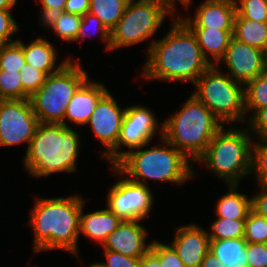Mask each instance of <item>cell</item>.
Wrapping results in <instances>:
<instances>
[{
    "instance_id": "obj_10",
    "label": "cell",
    "mask_w": 267,
    "mask_h": 267,
    "mask_svg": "<svg viewBox=\"0 0 267 267\" xmlns=\"http://www.w3.org/2000/svg\"><path fill=\"white\" fill-rule=\"evenodd\" d=\"M152 110L143 105L126 106L116 147L104 158L114 166L125 154L153 142L156 134L163 137V123ZM160 126V127H159ZM159 129V130H158ZM127 150L123 151L121 148ZM121 149V150H120Z\"/></svg>"
},
{
    "instance_id": "obj_22",
    "label": "cell",
    "mask_w": 267,
    "mask_h": 267,
    "mask_svg": "<svg viewBox=\"0 0 267 267\" xmlns=\"http://www.w3.org/2000/svg\"><path fill=\"white\" fill-rule=\"evenodd\" d=\"M227 193L216 202V216L227 219H246L251 208V197L239 192V184H228Z\"/></svg>"
},
{
    "instance_id": "obj_4",
    "label": "cell",
    "mask_w": 267,
    "mask_h": 267,
    "mask_svg": "<svg viewBox=\"0 0 267 267\" xmlns=\"http://www.w3.org/2000/svg\"><path fill=\"white\" fill-rule=\"evenodd\" d=\"M125 154L114 166L130 180L150 186L147 181L183 185L195 178L193 163L164 137ZM144 148V150H142Z\"/></svg>"
},
{
    "instance_id": "obj_1",
    "label": "cell",
    "mask_w": 267,
    "mask_h": 267,
    "mask_svg": "<svg viewBox=\"0 0 267 267\" xmlns=\"http://www.w3.org/2000/svg\"><path fill=\"white\" fill-rule=\"evenodd\" d=\"M167 34L154 38L146 48L147 59L140 74L146 81L188 82L197 79L211 66L203 56L191 29L176 16Z\"/></svg>"
},
{
    "instance_id": "obj_24",
    "label": "cell",
    "mask_w": 267,
    "mask_h": 267,
    "mask_svg": "<svg viewBox=\"0 0 267 267\" xmlns=\"http://www.w3.org/2000/svg\"><path fill=\"white\" fill-rule=\"evenodd\" d=\"M233 37L263 51L267 44V22L244 19L236 12Z\"/></svg>"
},
{
    "instance_id": "obj_3",
    "label": "cell",
    "mask_w": 267,
    "mask_h": 267,
    "mask_svg": "<svg viewBox=\"0 0 267 267\" xmlns=\"http://www.w3.org/2000/svg\"><path fill=\"white\" fill-rule=\"evenodd\" d=\"M81 135L64 124L39 123L23 156L24 169L34 178L76 173Z\"/></svg>"
},
{
    "instance_id": "obj_30",
    "label": "cell",
    "mask_w": 267,
    "mask_h": 267,
    "mask_svg": "<svg viewBox=\"0 0 267 267\" xmlns=\"http://www.w3.org/2000/svg\"><path fill=\"white\" fill-rule=\"evenodd\" d=\"M25 64L22 39L0 46V70L20 72Z\"/></svg>"
},
{
    "instance_id": "obj_47",
    "label": "cell",
    "mask_w": 267,
    "mask_h": 267,
    "mask_svg": "<svg viewBox=\"0 0 267 267\" xmlns=\"http://www.w3.org/2000/svg\"><path fill=\"white\" fill-rule=\"evenodd\" d=\"M178 2H180L182 4V6L184 7V10H186V9L188 10L189 6L192 5L193 0H178Z\"/></svg>"
},
{
    "instance_id": "obj_28",
    "label": "cell",
    "mask_w": 267,
    "mask_h": 267,
    "mask_svg": "<svg viewBox=\"0 0 267 267\" xmlns=\"http://www.w3.org/2000/svg\"><path fill=\"white\" fill-rule=\"evenodd\" d=\"M245 219L232 220L217 217L210 224L208 235L210 240H226L244 237Z\"/></svg>"
},
{
    "instance_id": "obj_12",
    "label": "cell",
    "mask_w": 267,
    "mask_h": 267,
    "mask_svg": "<svg viewBox=\"0 0 267 267\" xmlns=\"http://www.w3.org/2000/svg\"><path fill=\"white\" fill-rule=\"evenodd\" d=\"M39 124L29 99L0 100V146H28Z\"/></svg>"
},
{
    "instance_id": "obj_9",
    "label": "cell",
    "mask_w": 267,
    "mask_h": 267,
    "mask_svg": "<svg viewBox=\"0 0 267 267\" xmlns=\"http://www.w3.org/2000/svg\"><path fill=\"white\" fill-rule=\"evenodd\" d=\"M195 95L223 124L246 121L244 85L211 65L195 82ZM244 121V122H243Z\"/></svg>"
},
{
    "instance_id": "obj_32",
    "label": "cell",
    "mask_w": 267,
    "mask_h": 267,
    "mask_svg": "<svg viewBox=\"0 0 267 267\" xmlns=\"http://www.w3.org/2000/svg\"><path fill=\"white\" fill-rule=\"evenodd\" d=\"M244 239L247 243H267V218L251 210L245 219Z\"/></svg>"
},
{
    "instance_id": "obj_16",
    "label": "cell",
    "mask_w": 267,
    "mask_h": 267,
    "mask_svg": "<svg viewBox=\"0 0 267 267\" xmlns=\"http://www.w3.org/2000/svg\"><path fill=\"white\" fill-rule=\"evenodd\" d=\"M143 221H122L119 226L108 235L101 246L133 258H141L151 248L152 241L146 243L149 231L140 224Z\"/></svg>"
},
{
    "instance_id": "obj_39",
    "label": "cell",
    "mask_w": 267,
    "mask_h": 267,
    "mask_svg": "<svg viewBox=\"0 0 267 267\" xmlns=\"http://www.w3.org/2000/svg\"><path fill=\"white\" fill-rule=\"evenodd\" d=\"M248 267H267V243H247Z\"/></svg>"
},
{
    "instance_id": "obj_44",
    "label": "cell",
    "mask_w": 267,
    "mask_h": 267,
    "mask_svg": "<svg viewBox=\"0 0 267 267\" xmlns=\"http://www.w3.org/2000/svg\"><path fill=\"white\" fill-rule=\"evenodd\" d=\"M140 267H162L159 258L149 250L140 258Z\"/></svg>"
},
{
    "instance_id": "obj_42",
    "label": "cell",
    "mask_w": 267,
    "mask_h": 267,
    "mask_svg": "<svg viewBox=\"0 0 267 267\" xmlns=\"http://www.w3.org/2000/svg\"><path fill=\"white\" fill-rule=\"evenodd\" d=\"M260 192L251 195V208L256 214L267 218V186L258 185Z\"/></svg>"
},
{
    "instance_id": "obj_38",
    "label": "cell",
    "mask_w": 267,
    "mask_h": 267,
    "mask_svg": "<svg viewBox=\"0 0 267 267\" xmlns=\"http://www.w3.org/2000/svg\"><path fill=\"white\" fill-rule=\"evenodd\" d=\"M247 127L256 140H267V106L258 109L247 120ZM255 134V136H254Z\"/></svg>"
},
{
    "instance_id": "obj_40",
    "label": "cell",
    "mask_w": 267,
    "mask_h": 267,
    "mask_svg": "<svg viewBox=\"0 0 267 267\" xmlns=\"http://www.w3.org/2000/svg\"><path fill=\"white\" fill-rule=\"evenodd\" d=\"M104 262L101 264L104 267H140V259L126 256L111 250L103 249Z\"/></svg>"
},
{
    "instance_id": "obj_25",
    "label": "cell",
    "mask_w": 267,
    "mask_h": 267,
    "mask_svg": "<svg viewBox=\"0 0 267 267\" xmlns=\"http://www.w3.org/2000/svg\"><path fill=\"white\" fill-rule=\"evenodd\" d=\"M82 16L65 11L49 16L41 26L55 33L62 42L72 43L76 40Z\"/></svg>"
},
{
    "instance_id": "obj_37",
    "label": "cell",
    "mask_w": 267,
    "mask_h": 267,
    "mask_svg": "<svg viewBox=\"0 0 267 267\" xmlns=\"http://www.w3.org/2000/svg\"><path fill=\"white\" fill-rule=\"evenodd\" d=\"M11 12L12 10L0 9V46L18 39H13V35H16L21 27L18 25L19 23L16 22Z\"/></svg>"
},
{
    "instance_id": "obj_20",
    "label": "cell",
    "mask_w": 267,
    "mask_h": 267,
    "mask_svg": "<svg viewBox=\"0 0 267 267\" xmlns=\"http://www.w3.org/2000/svg\"><path fill=\"white\" fill-rule=\"evenodd\" d=\"M85 202L82 204L80 214V234L91 239L98 245H103L110 235L122 222L107 207L91 212H84ZM83 233V234H82Z\"/></svg>"
},
{
    "instance_id": "obj_14",
    "label": "cell",
    "mask_w": 267,
    "mask_h": 267,
    "mask_svg": "<svg viewBox=\"0 0 267 267\" xmlns=\"http://www.w3.org/2000/svg\"><path fill=\"white\" fill-rule=\"evenodd\" d=\"M225 64L234 81L243 85L263 73L265 69L263 51L231 38L224 56L216 64Z\"/></svg>"
},
{
    "instance_id": "obj_17",
    "label": "cell",
    "mask_w": 267,
    "mask_h": 267,
    "mask_svg": "<svg viewBox=\"0 0 267 267\" xmlns=\"http://www.w3.org/2000/svg\"><path fill=\"white\" fill-rule=\"evenodd\" d=\"M202 227L197 223L178 226L172 242L169 243L185 267H199L209 251L208 230Z\"/></svg>"
},
{
    "instance_id": "obj_13",
    "label": "cell",
    "mask_w": 267,
    "mask_h": 267,
    "mask_svg": "<svg viewBox=\"0 0 267 267\" xmlns=\"http://www.w3.org/2000/svg\"><path fill=\"white\" fill-rule=\"evenodd\" d=\"M125 109L118 104L116 97L108 91L97 103L86 125L90 127L105 149L100 152L103 159L116 147Z\"/></svg>"
},
{
    "instance_id": "obj_19",
    "label": "cell",
    "mask_w": 267,
    "mask_h": 267,
    "mask_svg": "<svg viewBox=\"0 0 267 267\" xmlns=\"http://www.w3.org/2000/svg\"><path fill=\"white\" fill-rule=\"evenodd\" d=\"M23 41V52L26 64L42 70L47 76L60 71L69 61L77 59L67 56L63 61L58 63L59 54L52 42L38 36L37 38L25 43ZM58 64H57V63Z\"/></svg>"
},
{
    "instance_id": "obj_46",
    "label": "cell",
    "mask_w": 267,
    "mask_h": 267,
    "mask_svg": "<svg viewBox=\"0 0 267 267\" xmlns=\"http://www.w3.org/2000/svg\"><path fill=\"white\" fill-rule=\"evenodd\" d=\"M18 0H0L1 10H13L16 7Z\"/></svg>"
},
{
    "instance_id": "obj_6",
    "label": "cell",
    "mask_w": 267,
    "mask_h": 267,
    "mask_svg": "<svg viewBox=\"0 0 267 267\" xmlns=\"http://www.w3.org/2000/svg\"><path fill=\"white\" fill-rule=\"evenodd\" d=\"M224 126L213 136L204 154L195 162L226 185L239 184L243 178L251 176L253 135L249 128ZM225 128V129H224Z\"/></svg>"
},
{
    "instance_id": "obj_23",
    "label": "cell",
    "mask_w": 267,
    "mask_h": 267,
    "mask_svg": "<svg viewBox=\"0 0 267 267\" xmlns=\"http://www.w3.org/2000/svg\"><path fill=\"white\" fill-rule=\"evenodd\" d=\"M244 237L226 240H210L209 251L213 253L225 267H248Z\"/></svg>"
},
{
    "instance_id": "obj_33",
    "label": "cell",
    "mask_w": 267,
    "mask_h": 267,
    "mask_svg": "<svg viewBox=\"0 0 267 267\" xmlns=\"http://www.w3.org/2000/svg\"><path fill=\"white\" fill-rule=\"evenodd\" d=\"M22 82V99H29L44 84L47 75L37 68L25 64L19 72Z\"/></svg>"
},
{
    "instance_id": "obj_35",
    "label": "cell",
    "mask_w": 267,
    "mask_h": 267,
    "mask_svg": "<svg viewBox=\"0 0 267 267\" xmlns=\"http://www.w3.org/2000/svg\"><path fill=\"white\" fill-rule=\"evenodd\" d=\"M236 12L244 19L267 22V0H235Z\"/></svg>"
},
{
    "instance_id": "obj_2",
    "label": "cell",
    "mask_w": 267,
    "mask_h": 267,
    "mask_svg": "<svg viewBox=\"0 0 267 267\" xmlns=\"http://www.w3.org/2000/svg\"><path fill=\"white\" fill-rule=\"evenodd\" d=\"M34 197V205L28 216V225L34 234V254L58 249L83 259L78 243L81 208L86 199L77 194L53 198Z\"/></svg>"
},
{
    "instance_id": "obj_29",
    "label": "cell",
    "mask_w": 267,
    "mask_h": 267,
    "mask_svg": "<svg viewBox=\"0 0 267 267\" xmlns=\"http://www.w3.org/2000/svg\"><path fill=\"white\" fill-rule=\"evenodd\" d=\"M94 31V32H93ZM95 34H100V36H96L97 38L99 37L102 43L104 44V47L106 51H111V45H110V34L111 32L104 26L102 21L95 15L91 13H86L84 16H82V21L80 28L77 33L76 40L74 42L80 41L82 43V40H86L88 36L90 38H93L92 36Z\"/></svg>"
},
{
    "instance_id": "obj_45",
    "label": "cell",
    "mask_w": 267,
    "mask_h": 267,
    "mask_svg": "<svg viewBox=\"0 0 267 267\" xmlns=\"http://www.w3.org/2000/svg\"><path fill=\"white\" fill-rule=\"evenodd\" d=\"M199 267H225L223 262H221L213 253L210 251L204 256L203 261Z\"/></svg>"
},
{
    "instance_id": "obj_7",
    "label": "cell",
    "mask_w": 267,
    "mask_h": 267,
    "mask_svg": "<svg viewBox=\"0 0 267 267\" xmlns=\"http://www.w3.org/2000/svg\"><path fill=\"white\" fill-rule=\"evenodd\" d=\"M177 1L129 0L124 14L111 30V51L138 45L156 35L166 18L176 17Z\"/></svg>"
},
{
    "instance_id": "obj_26",
    "label": "cell",
    "mask_w": 267,
    "mask_h": 267,
    "mask_svg": "<svg viewBox=\"0 0 267 267\" xmlns=\"http://www.w3.org/2000/svg\"><path fill=\"white\" fill-rule=\"evenodd\" d=\"M267 106V70L244 85L246 122L261 107Z\"/></svg>"
},
{
    "instance_id": "obj_48",
    "label": "cell",
    "mask_w": 267,
    "mask_h": 267,
    "mask_svg": "<svg viewBox=\"0 0 267 267\" xmlns=\"http://www.w3.org/2000/svg\"><path fill=\"white\" fill-rule=\"evenodd\" d=\"M263 57H264L265 69L267 70V44L265 46V49L263 50Z\"/></svg>"
},
{
    "instance_id": "obj_36",
    "label": "cell",
    "mask_w": 267,
    "mask_h": 267,
    "mask_svg": "<svg viewBox=\"0 0 267 267\" xmlns=\"http://www.w3.org/2000/svg\"><path fill=\"white\" fill-rule=\"evenodd\" d=\"M150 250L159 258L162 267H185L169 243L154 239Z\"/></svg>"
},
{
    "instance_id": "obj_31",
    "label": "cell",
    "mask_w": 267,
    "mask_h": 267,
    "mask_svg": "<svg viewBox=\"0 0 267 267\" xmlns=\"http://www.w3.org/2000/svg\"><path fill=\"white\" fill-rule=\"evenodd\" d=\"M251 175L255 176L257 185L267 186V140H253Z\"/></svg>"
},
{
    "instance_id": "obj_41",
    "label": "cell",
    "mask_w": 267,
    "mask_h": 267,
    "mask_svg": "<svg viewBox=\"0 0 267 267\" xmlns=\"http://www.w3.org/2000/svg\"><path fill=\"white\" fill-rule=\"evenodd\" d=\"M41 5L39 16V25H41L49 16L64 11L67 0H38Z\"/></svg>"
},
{
    "instance_id": "obj_27",
    "label": "cell",
    "mask_w": 267,
    "mask_h": 267,
    "mask_svg": "<svg viewBox=\"0 0 267 267\" xmlns=\"http://www.w3.org/2000/svg\"><path fill=\"white\" fill-rule=\"evenodd\" d=\"M129 0H90L89 13L97 16L111 32L124 14Z\"/></svg>"
},
{
    "instance_id": "obj_18",
    "label": "cell",
    "mask_w": 267,
    "mask_h": 267,
    "mask_svg": "<svg viewBox=\"0 0 267 267\" xmlns=\"http://www.w3.org/2000/svg\"><path fill=\"white\" fill-rule=\"evenodd\" d=\"M108 91L106 84L88 78L72 96L66 109L64 125L71 127L68 124L70 122L73 125L85 126L97 103Z\"/></svg>"
},
{
    "instance_id": "obj_8",
    "label": "cell",
    "mask_w": 267,
    "mask_h": 267,
    "mask_svg": "<svg viewBox=\"0 0 267 267\" xmlns=\"http://www.w3.org/2000/svg\"><path fill=\"white\" fill-rule=\"evenodd\" d=\"M79 61H69L60 71L48 75L43 86L29 98L39 123L64 124L72 96L89 78Z\"/></svg>"
},
{
    "instance_id": "obj_5",
    "label": "cell",
    "mask_w": 267,
    "mask_h": 267,
    "mask_svg": "<svg viewBox=\"0 0 267 267\" xmlns=\"http://www.w3.org/2000/svg\"><path fill=\"white\" fill-rule=\"evenodd\" d=\"M224 124L193 94L163 121V137L192 163L204 154Z\"/></svg>"
},
{
    "instance_id": "obj_11",
    "label": "cell",
    "mask_w": 267,
    "mask_h": 267,
    "mask_svg": "<svg viewBox=\"0 0 267 267\" xmlns=\"http://www.w3.org/2000/svg\"><path fill=\"white\" fill-rule=\"evenodd\" d=\"M115 176H122L107 192L106 207L121 221H144L155 202L150 186L134 182L123 175L115 166H110ZM124 177V178H123Z\"/></svg>"
},
{
    "instance_id": "obj_43",
    "label": "cell",
    "mask_w": 267,
    "mask_h": 267,
    "mask_svg": "<svg viewBox=\"0 0 267 267\" xmlns=\"http://www.w3.org/2000/svg\"><path fill=\"white\" fill-rule=\"evenodd\" d=\"M90 0H67L64 11L84 16L89 12Z\"/></svg>"
},
{
    "instance_id": "obj_15",
    "label": "cell",
    "mask_w": 267,
    "mask_h": 267,
    "mask_svg": "<svg viewBox=\"0 0 267 267\" xmlns=\"http://www.w3.org/2000/svg\"><path fill=\"white\" fill-rule=\"evenodd\" d=\"M198 6L192 18L177 15L190 29L234 30L235 0H204Z\"/></svg>"
},
{
    "instance_id": "obj_34",
    "label": "cell",
    "mask_w": 267,
    "mask_h": 267,
    "mask_svg": "<svg viewBox=\"0 0 267 267\" xmlns=\"http://www.w3.org/2000/svg\"><path fill=\"white\" fill-rule=\"evenodd\" d=\"M22 99L21 75L17 71L0 70V100Z\"/></svg>"
},
{
    "instance_id": "obj_21",
    "label": "cell",
    "mask_w": 267,
    "mask_h": 267,
    "mask_svg": "<svg viewBox=\"0 0 267 267\" xmlns=\"http://www.w3.org/2000/svg\"><path fill=\"white\" fill-rule=\"evenodd\" d=\"M195 34L203 56L216 65L224 56L234 30L191 29ZM208 53V54H207Z\"/></svg>"
},
{
    "instance_id": "obj_49",
    "label": "cell",
    "mask_w": 267,
    "mask_h": 267,
    "mask_svg": "<svg viewBox=\"0 0 267 267\" xmlns=\"http://www.w3.org/2000/svg\"><path fill=\"white\" fill-rule=\"evenodd\" d=\"M84 267V266H83ZM85 267H104L101 262H94V263H91L90 265L88 266H85Z\"/></svg>"
}]
</instances>
